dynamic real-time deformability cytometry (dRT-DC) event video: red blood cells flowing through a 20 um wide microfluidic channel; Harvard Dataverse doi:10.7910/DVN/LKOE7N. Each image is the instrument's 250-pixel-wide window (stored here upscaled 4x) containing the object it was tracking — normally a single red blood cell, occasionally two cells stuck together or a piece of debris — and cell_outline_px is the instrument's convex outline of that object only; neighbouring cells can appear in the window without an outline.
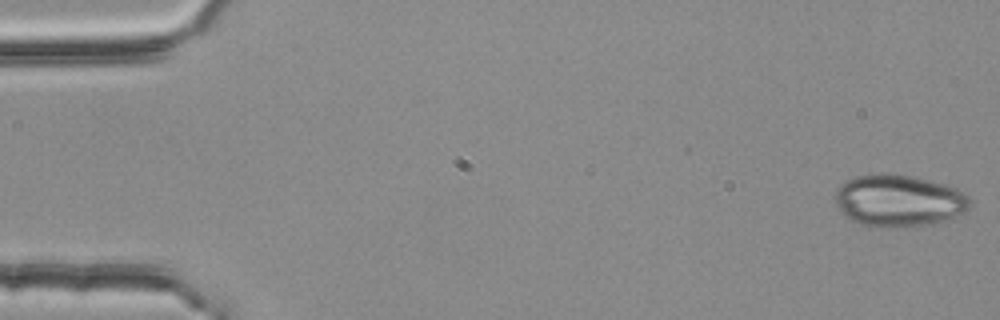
{"species": "common noctule bat (a hibernating species)", "species_latin": "Nyctalus noctula", "temperature_condition": "room temperature", "stored_images_in_passage": 54, "camera_frame_rate_fps": 3000, "um_per_image_px": 0.085, "animal": {"sex": "female", "body_mass_g": 25.1}, "frame": {"image": 1, "passage_image": 1, "time_ms": 0.0, "image_size_px": [1000, 320], "cell_outline_px": [[972, 200], [968, 208], [964, 212], [944, 220], [924, 224], [896, 228], [884, 228], [860, 224], [852, 220], [840, 212], [836, 204], [836, 188], [840, 184], [856, 176], [884, 172], [912, 176], [944, 184], [956, 188], [964, 192]], "centroid_in_image_um": [76.37, 17.04], "position_along_channel_um": 8.6, "area_um2": 40.86}}
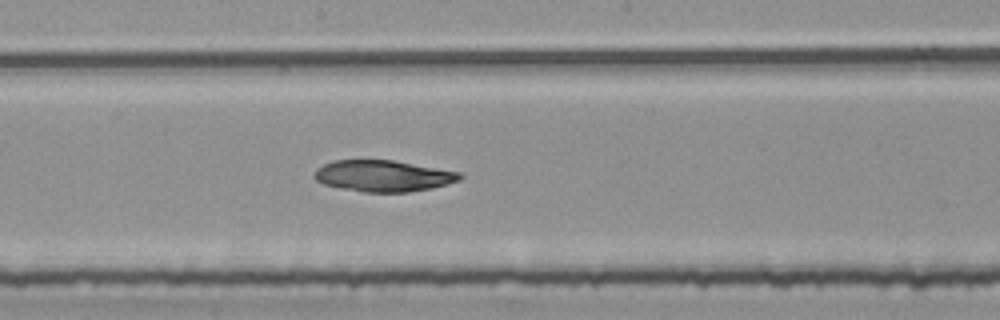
{"frame": {"image": 2, "passage_image": 29, "time_ms": 9.333, "image_size_px": [1000, 320], "cell_outline_px": [[464, 176], [460, 180], [448, 184], [432, 188], [408, 192], [364, 192], [340, 188], [324, 184], [316, 180], [312, 176], [316, 168], [332, 160], [392, 160], [460, 172]], "centroid_in_image_um": [32.56, 14.95], "position_along_channel_um": 215.6, "area_um2": 26.65}}
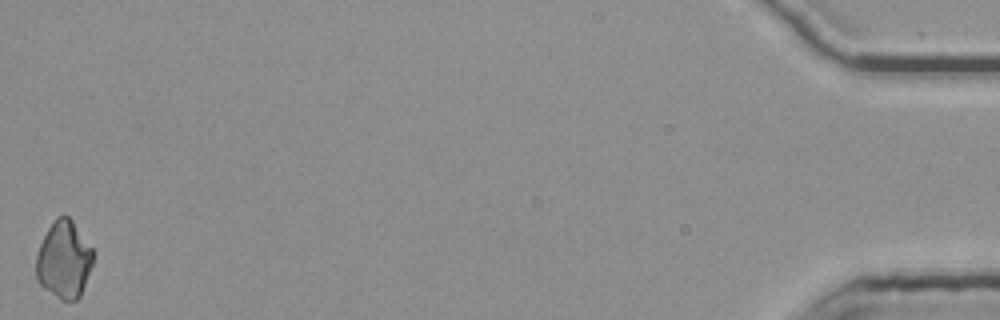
{"frame": {"image": 3, "passage_image": 54, "time_ms": 17.667, "image_size_px": [1000, 320], "cell_outline_px": [[96, 252], [92, 264], [80, 296], [76, 300], [60, 300], [44, 288], [36, 280], [36, 256], [40, 244], [48, 228], [56, 216], [68, 216], [72, 220]], "centroid_in_image_um": [5.44, 22.07], "position_along_channel_um": 429.8, "area_um2": 25.78}}